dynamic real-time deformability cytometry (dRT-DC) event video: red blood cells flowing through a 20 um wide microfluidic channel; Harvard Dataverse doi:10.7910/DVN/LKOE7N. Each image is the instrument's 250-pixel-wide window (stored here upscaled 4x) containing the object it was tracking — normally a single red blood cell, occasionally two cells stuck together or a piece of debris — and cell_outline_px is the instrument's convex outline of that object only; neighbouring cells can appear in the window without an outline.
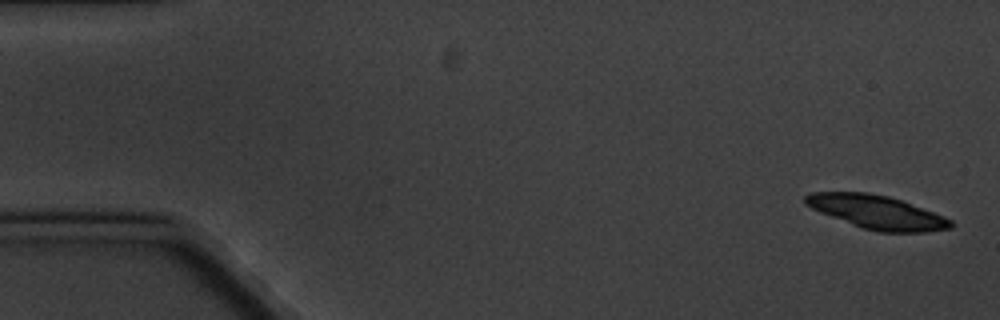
{"species": "common noctule bat (a hibernating species)", "species_latin": "Nyctalus noctula", "temperature_condition": "cold", "stored_images_in_passage": 5, "camera_frame_rate_fps": 3000, "um_per_image_px": 0.085, "animal": {"sex": "male", "body_mass_g": 20.1, "forearm_length_mm": 53.5}, "frame": {"image": 1, "passage_image": 1, "time_ms": 0.0, "image_size_px": [1000, 320], "cell_outline_px": [[952, 228], [928, 232], [880, 232], [860, 228], [820, 212], [804, 204], [804, 196], [812, 192], [868, 192], [888, 196], [900, 200], [944, 216], [952, 220]], "centroid_in_image_um": [74.52, 18.04], "position_along_channel_um": 10.5, "area_um2": 28.38}}